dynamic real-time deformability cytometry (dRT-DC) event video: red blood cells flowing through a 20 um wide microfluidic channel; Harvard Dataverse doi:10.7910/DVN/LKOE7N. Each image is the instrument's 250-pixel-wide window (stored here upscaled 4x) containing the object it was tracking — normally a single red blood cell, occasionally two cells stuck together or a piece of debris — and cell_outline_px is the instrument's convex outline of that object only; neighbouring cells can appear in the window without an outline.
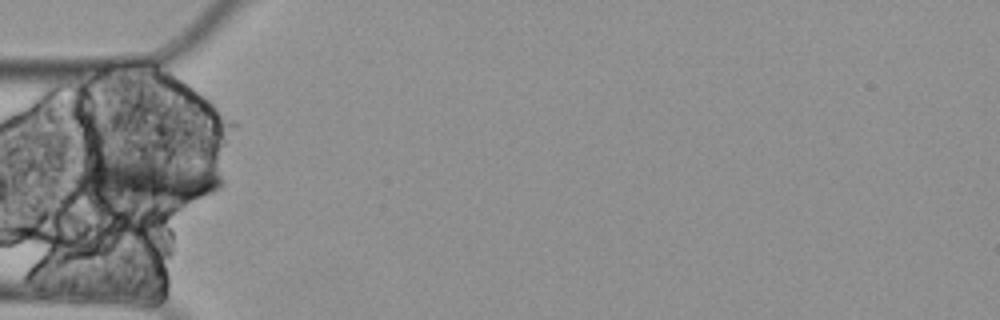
{"species": "Egyptian fruit bat (a non-hibernating species)", "species_latin": "Rousettus aegyptiacus", "temperature_condition": "cold", "stored_images_in_passage": 11, "segment_of_instrument_passage": [1, 2], "camera_frame_rate_fps": 3000, "um_per_image_px": 0.085, "animal": {"sex": "female"}, "frame": {"image": 1, "passage_image": 1, "time_ms": 0.0, "image_size_px": [1000, 320], "cell_outline_px": [[224, 184], [220, 188], [212, 192], [176, 208], [120, 208], [108, 204], [100, 200], [76, 180], [72, 172], [76, 168], [92, 164], [132, 160], [136, 160], [216, 172], [224, 180]], "centroid_in_image_um": [12.45, 15.62], "position_along_channel_um": 72.6, "area_um2": 38.44}}